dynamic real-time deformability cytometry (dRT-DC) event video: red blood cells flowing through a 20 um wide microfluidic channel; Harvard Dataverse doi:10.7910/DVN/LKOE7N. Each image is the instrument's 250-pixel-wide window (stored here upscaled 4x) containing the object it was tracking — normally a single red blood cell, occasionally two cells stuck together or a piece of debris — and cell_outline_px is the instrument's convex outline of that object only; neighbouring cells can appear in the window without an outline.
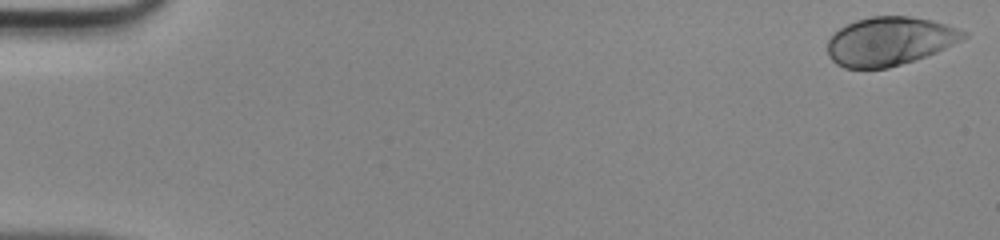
{"species": "human", "species_latin": "Homo sapiens", "temperature_condition": "room temperature", "stored_images_in_passage": 48, "camera_frame_rate_fps": 3000, "um_per_image_px": 0.085, "donor": {"sex": "male"}, "frame": {"image": 1, "passage_image": 1, "time_ms": 0.0, "image_size_px": [1000, 240], "cell_outline_px": [[968, 36], [936, 52], [888, 68], [844, 68], [836, 64], [832, 60], [828, 52], [828, 40], [840, 28], [856, 20], [872, 16], [908, 16], [932, 20], [968, 32]], "centroid_in_image_um": [75.6, 3.5], "position_along_channel_um": 9.4, "area_um2": 37.97}}
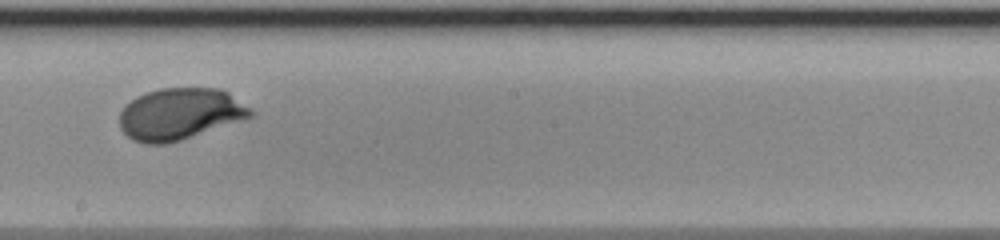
{"frame": {"image": 2, "passage_image": 28, "time_ms": 9.0, "image_size_px": [1000, 240], "cell_outline_px": [[256, 112], [252, 116], [168, 144], [144, 144], [132, 140], [120, 128], [120, 112], [124, 104], [136, 96], [144, 92], [160, 88], [220, 88], [228, 92], [252, 108]], "centroid_in_image_um": [15.26, 9.67], "position_along_channel_um": 232.9, "area_um2": 39.59}}
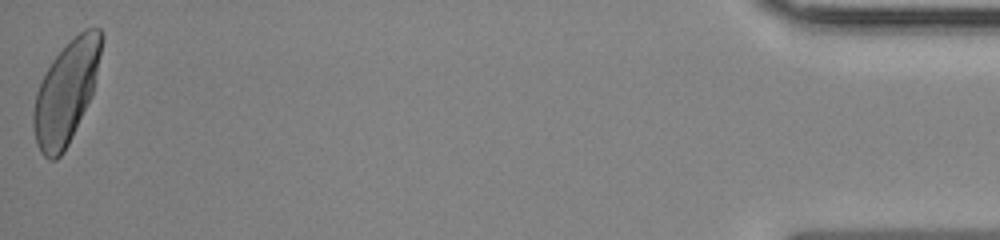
{"frame": {"image": 3, "passage_image": 48, "time_ms": 15.667, "image_size_px": [1000, 240], "cell_outline_px": [[104, 40], [92, 96], [64, 152], [56, 160], [48, 160], [40, 152], [36, 144], [32, 128], [32, 112], [36, 92], [52, 60], [84, 28], [100, 28], [104, 32]], "centroid_in_image_um": [5.63, 7.86], "position_along_channel_um": 429.6, "area_um2": 40.46}}